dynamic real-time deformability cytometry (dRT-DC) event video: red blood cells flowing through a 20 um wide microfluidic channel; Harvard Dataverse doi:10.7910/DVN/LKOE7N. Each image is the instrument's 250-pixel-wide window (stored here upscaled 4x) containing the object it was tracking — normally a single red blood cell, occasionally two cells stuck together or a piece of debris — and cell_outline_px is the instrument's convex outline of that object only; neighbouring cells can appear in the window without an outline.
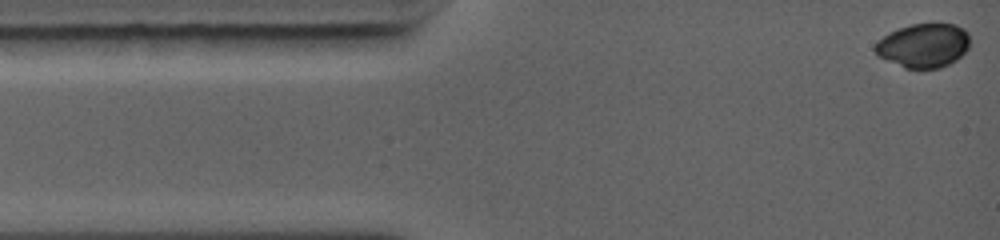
{"species": "common noctule bat (a hibernating species)", "species_latin": "Nyctalus noctula", "temperature_condition": "warm", "stored_images_in_passage": 54, "camera_frame_rate_fps": 5000, "um_per_image_px": 0.085, "animal": {"sex": "female", "body_mass_g": 19.0, "forearm_length_mm": 56.7}, "frame": {"image": 1, "passage_image": 1, "time_ms": 0.0, "image_size_px": [1000, 240], "cell_outline_px": [[968, 48], [956, 60], [940, 68], [904, 68], [876, 56], [872, 48], [888, 32], [912, 24], [956, 24], [964, 28], [968, 32]], "centroid_in_image_um": [78.47, 3.87], "position_along_channel_um": 6.5, "area_um2": 24.33}}
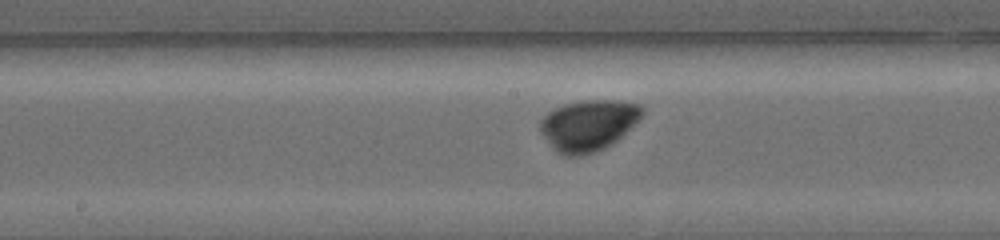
{"frame": {"image": 2, "passage_image": 31, "time_ms": 6.0, "image_size_px": [1000, 240], "cell_outline_px": [[644, 112], [640, 120], [612, 144], [604, 148], [580, 156], [564, 156], [556, 152], [552, 148], [540, 132], [540, 120], [548, 112], [564, 104], [584, 100], [616, 100], [640, 104], [644, 108]], "centroid_in_image_um": [50.02, 10.64], "position_along_channel_um": 198.2, "area_um2": 30.46}}
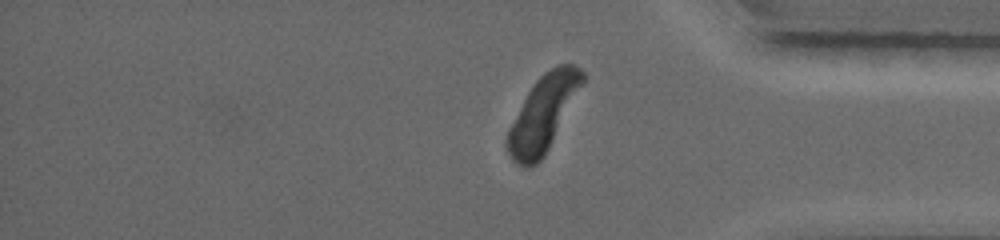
{"frame": {"image": 3, "passage_image": 54, "time_ms": 10.6, "image_size_px": [1000, 240], "cell_outline_px": [[584, 80], [544, 156], [536, 164], [528, 168], [524, 168], [516, 164], [512, 160], [504, 144], [508, 128], [528, 92], [536, 80], [544, 72], [556, 64], [572, 64], [580, 68], [584, 72]], "centroid_in_image_um": [46.11, 9.68], "position_along_channel_um": 389.1, "area_um2": 32.54}}